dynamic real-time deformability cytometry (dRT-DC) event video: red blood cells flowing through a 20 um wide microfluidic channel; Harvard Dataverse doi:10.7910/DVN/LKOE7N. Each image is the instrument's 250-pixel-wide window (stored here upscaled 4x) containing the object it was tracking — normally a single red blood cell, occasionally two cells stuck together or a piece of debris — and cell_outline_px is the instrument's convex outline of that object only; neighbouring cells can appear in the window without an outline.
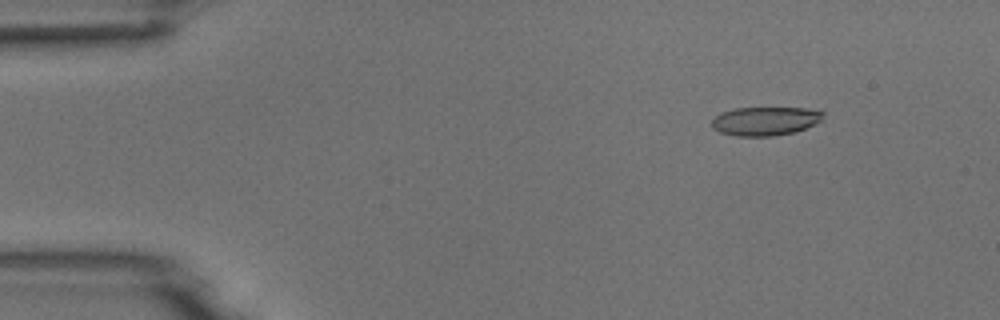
{"species": "common noctule bat (a hibernating species)", "species_latin": "Nyctalus noctula", "temperature_condition": "room temperature", "stored_images_in_passage": 6, "camera_frame_rate_fps": 3000, "um_per_image_px": 0.085, "animal": {"sex": "male", "body_mass_g": 18.8}, "frame": {"image": 1, "passage_image": 2, "time_ms": 1.0, "image_size_px": [1000, 320], "cell_outline_px": [[824, 116], [816, 124], [792, 132], [772, 136], [736, 136], [720, 132], [712, 128], [712, 120], [720, 112], [736, 108], [804, 108], [824, 112]], "centroid_in_image_um": [65.01, 10.29], "position_along_channel_um": 20.0, "area_um2": 18.5}}
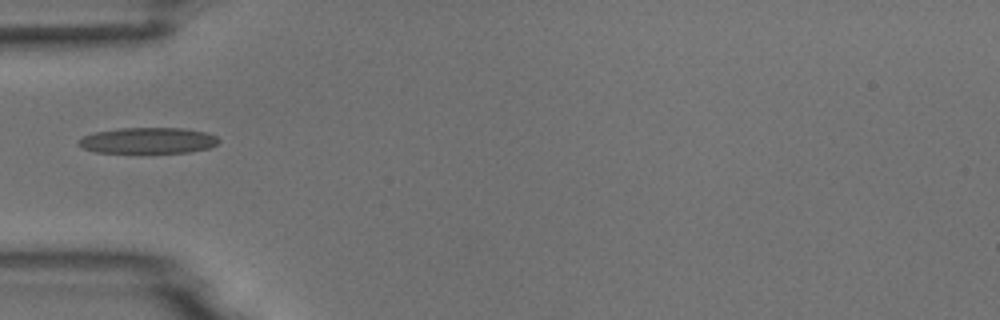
{"frame": {"image": 2, "passage_image": 5, "time_ms": 4.667, "image_size_px": [1000, 320], "cell_outline_px": [[220, 140], [216, 144], [208, 148], [188, 152], [96, 152], [84, 148], [76, 144], [76, 140], [84, 136], [96, 132], [120, 128], [184, 128], [208, 132], [216, 136]], "centroid_in_image_um": [12.58, 11.93], "position_along_channel_um": 72.4, "area_um2": 21.1}}